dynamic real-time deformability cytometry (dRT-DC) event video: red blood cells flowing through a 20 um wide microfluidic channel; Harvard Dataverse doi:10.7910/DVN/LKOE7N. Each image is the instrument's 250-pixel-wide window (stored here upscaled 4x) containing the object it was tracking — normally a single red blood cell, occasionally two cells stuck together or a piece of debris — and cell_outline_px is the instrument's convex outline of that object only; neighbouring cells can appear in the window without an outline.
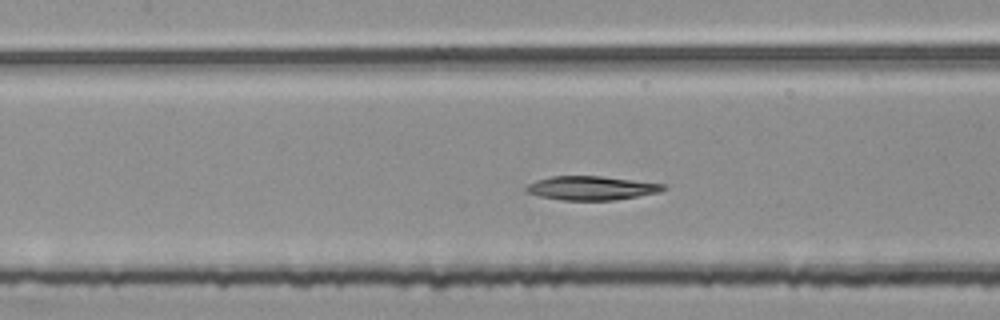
{"species": "common noctule bat (a hibernating species)", "species_latin": "Nyctalus noctula", "temperature_condition": "room temperature", "stored_images_in_passage": 48, "segment_of_instrument_passage": [2, 2], "camera_frame_rate_fps": 3000, "um_per_image_px": 0.085, "animal": {"sex": "female", "body_mass_g": 25.1}, "frame": {"image": 1, "passage_image": 21, "time_ms": 6.667, "image_size_px": [1000, 320], "cell_outline_px": [[668, 188], [660, 192], [612, 200], [560, 200], [540, 196], [528, 192], [524, 188], [528, 184], [536, 180], [552, 176], [600, 176], [664, 184]], "centroid_in_image_um": [50.25, 15.98], "position_along_channel_um": 157.1, "area_um2": 18.9}}
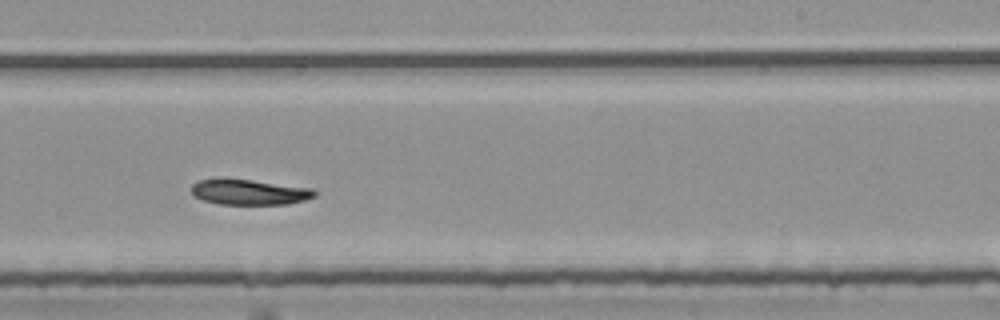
{"frame": {"image": 2, "passage_image": 30, "time_ms": 9.667, "image_size_px": [1000, 320], "cell_outline_px": [[316, 196], [304, 200], [288, 204], [220, 204], [204, 200], [196, 196], [192, 192], [192, 184], [196, 180], [220, 176], [252, 180], [312, 188], [316, 192]], "centroid_in_image_um": [21.14, 16.29], "position_along_channel_um": 267.9, "area_um2": 18.61}}
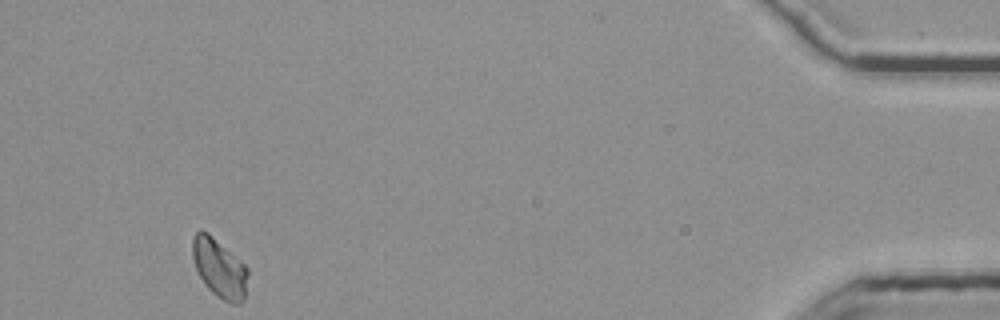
{"frame": {"image": 3, "passage_image": 48, "time_ms": 15.667, "image_size_px": [1000, 320], "cell_outline_px": [[248, 276], [244, 300], [240, 304], [232, 304], [224, 300], [212, 292], [204, 284], [196, 268], [192, 256], [192, 236], [200, 228], [208, 232], [240, 260], [248, 268]], "centroid_in_image_um": [18.64, 22.78], "position_along_channel_um": 416.6, "area_um2": 19.07}}